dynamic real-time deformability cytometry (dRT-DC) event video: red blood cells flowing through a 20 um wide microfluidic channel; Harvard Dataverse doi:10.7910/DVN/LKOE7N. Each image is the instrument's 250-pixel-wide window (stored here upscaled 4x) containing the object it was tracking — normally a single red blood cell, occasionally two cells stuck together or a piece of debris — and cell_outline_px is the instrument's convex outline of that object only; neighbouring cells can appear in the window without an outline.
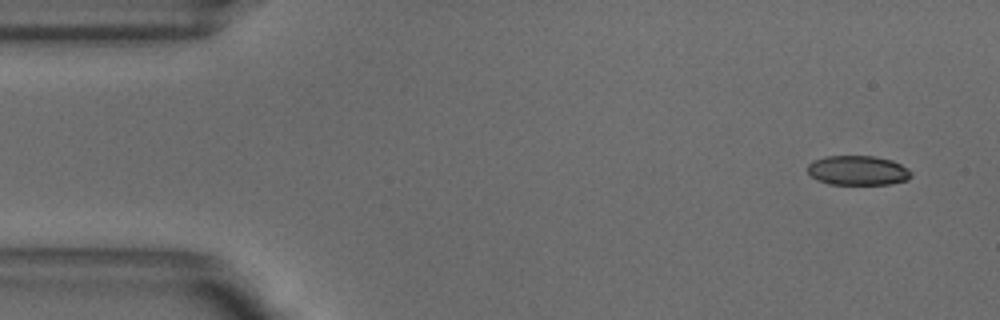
{"species": "common noctule bat (a hibernating species)", "species_latin": "Nyctalus noctula", "temperature_condition": "warm", "stored_images_in_passage": 49, "camera_frame_rate_fps": 3000, "um_per_image_px": 0.085, "animal": {"sex": "male", "body_mass_g": 18.8}, "frame": {"image": 1, "passage_image": 1, "time_ms": 0.0, "image_size_px": [1000, 320], "cell_outline_px": [[912, 176], [908, 180], [888, 184], [828, 184], [816, 180], [808, 172], [808, 164], [812, 160], [824, 156], [876, 156], [892, 160], [908, 168], [912, 172]], "centroid_in_image_um": [72.91, 14.48], "position_along_channel_um": 12.1, "area_um2": 18.03}}
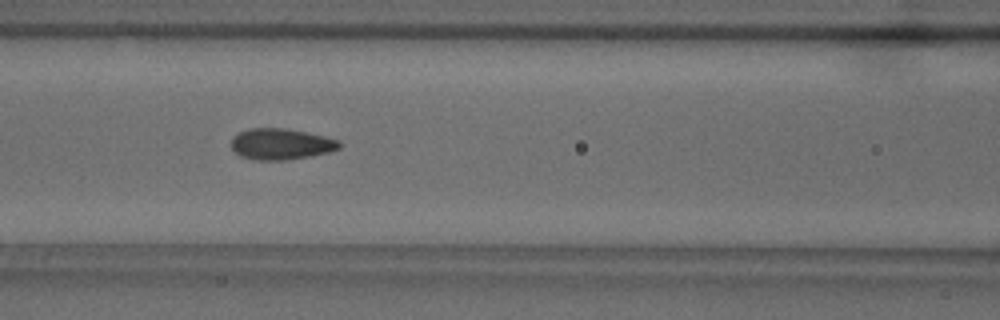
{"frame": {"image": 2, "passage_image": 19, "time_ms": 6.0, "image_size_px": [1000, 320], "cell_outline_px": [[344, 144], [340, 148], [328, 152], [308, 156], [284, 160], [256, 160], [240, 156], [232, 148], [232, 136], [248, 128], [284, 128], [308, 132], [340, 140]], "centroid_in_image_um": [23.9, 12.23], "position_along_channel_um": 142.7, "area_um2": 19.65}}
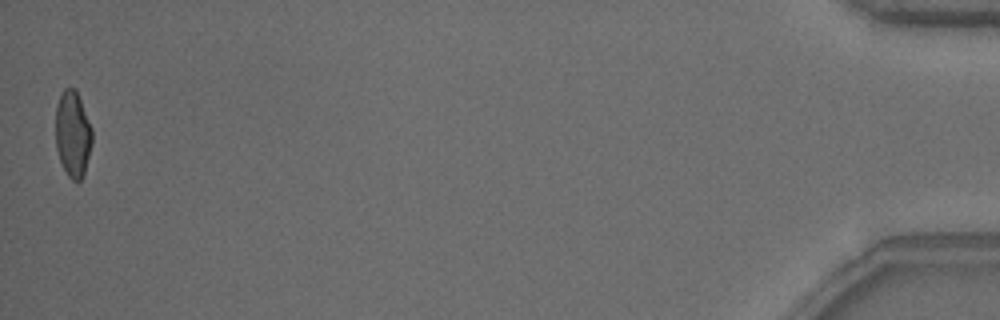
{"frame": {"image": 3, "passage_image": 49, "time_ms": 16.0, "image_size_px": [1000, 320], "cell_outline_px": [[92, 144], [84, 176], [80, 180], [72, 180], [68, 176], [60, 160], [56, 148], [56, 104], [60, 92], [64, 88], [76, 88], [92, 128]], "centroid_in_image_um": [6.19, 11.36], "position_along_channel_um": 429.0, "area_um2": 18.55}, "authors_computed_cell_mechanics": {"area_um2": 19.3052, "velocity_mm_per_s": 3.8595, "shape_relaxation_time_tau1_ms": 4.2288, "shape_relaxation_time_tau2_ms": 0.9832, "deformation_change_tau1": 0.1438, "deformation_change_tau2": 0.0475}}